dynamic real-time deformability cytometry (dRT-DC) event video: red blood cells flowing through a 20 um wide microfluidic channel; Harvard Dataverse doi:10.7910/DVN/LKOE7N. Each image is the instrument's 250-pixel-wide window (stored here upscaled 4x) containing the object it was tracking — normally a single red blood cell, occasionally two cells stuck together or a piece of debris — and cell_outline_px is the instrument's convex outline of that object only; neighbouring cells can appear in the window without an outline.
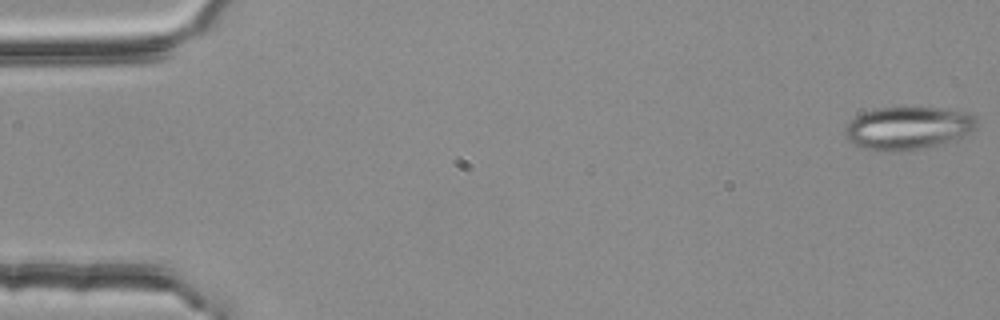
{"species": "common noctule bat (a hibernating species)", "species_latin": "Nyctalus noctula", "temperature_condition": "room temperature", "stored_images_in_passage": 54, "camera_frame_rate_fps": 3000, "um_per_image_px": 0.085, "animal": {"sex": "female", "body_mass_g": 25.1}, "frame": {"image": 1, "passage_image": 1, "time_ms": 0.0, "image_size_px": [1000, 320], "cell_outline_px": [[980, 124], [976, 132], [956, 140], [920, 148], [900, 152], [888, 152], [864, 148], [852, 144], [848, 140], [844, 132], [844, 128], [856, 116], [864, 112], [876, 108], [940, 108], [964, 112], [976, 116]], "centroid_in_image_um": [77.24, 10.9], "position_along_channel_um": 7.8, "area_um2": 33.29}}
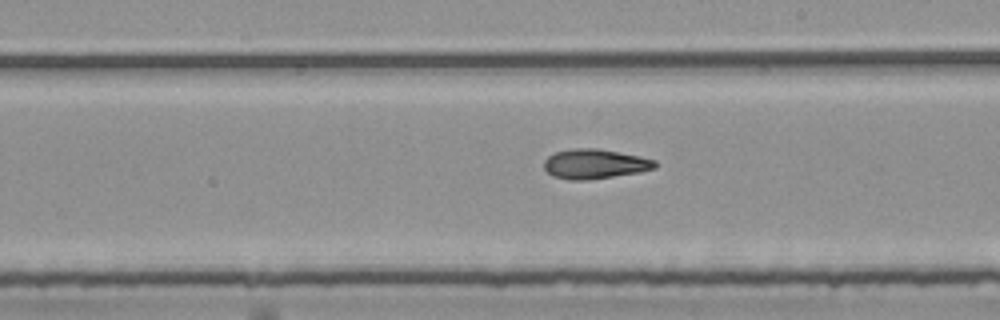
{"frame": {"image": 2, "passage_image": 31, "time_ms": 10.0, "image_size_px": [1000, 320], "cell_outline_px": [[656, 168], [640, 172], [588, 180], [568, 180], [552, 176], [544, 168], [544, 160], [548, 156], [556, 152], [572, 148], [596, 148], [640, 156], [656, 160]], "centroid_in_image_um": [50.55, 13.94], "position_along_channel_um": 238.5, "area_um2": 19.25}}
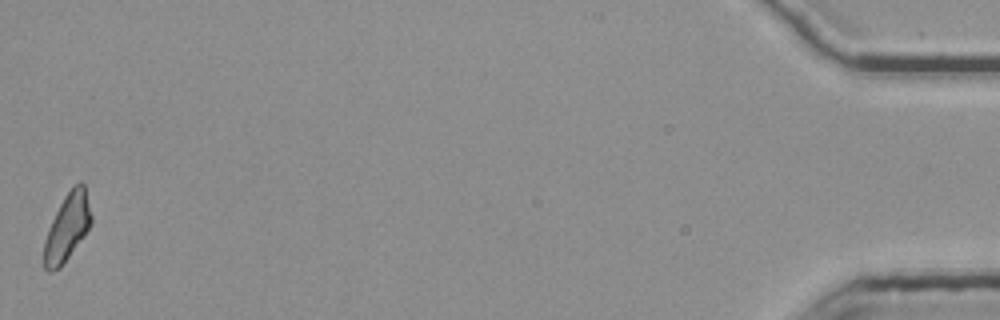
{"frame": {"image": 3, "passage_image": 54, "time_ms": 17.667, "image_size_px": [1000, 320], "cell_outline_px": [[92, 224], [84, 236], [60, 268], [52, 272], [48, 272], [44, 268], [44, 240], [48, 228], [64, 196], [72, 184], [80, 180], [84, 184], [92, 216]], "centroid_in_image_um": [5.72, 19.3], "position_along_channel_um": 429.5, "area_um2": 18.67}, "authors_computed_cell_mechanics": {"area_um2": 19.0451, "velocity_mm_per_s": 3.8044, "shape_relaxation_time_tau1_ms": null, "shape_relaxation_time_tau2_ms": 6.1284, "deformation_change_tau1": null, "deformation_change_tau2": 0.1515}}